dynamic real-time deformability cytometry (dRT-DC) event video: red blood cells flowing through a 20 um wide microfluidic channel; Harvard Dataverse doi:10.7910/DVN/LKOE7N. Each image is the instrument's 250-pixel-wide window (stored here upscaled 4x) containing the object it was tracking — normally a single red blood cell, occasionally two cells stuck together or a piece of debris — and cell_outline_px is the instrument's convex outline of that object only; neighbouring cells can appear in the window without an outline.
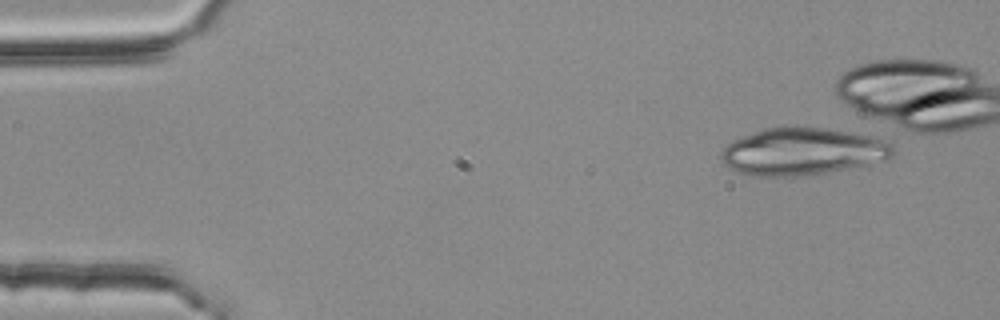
{"species": "common noctule bat (a hibernating species)", "species_latin": "Nyctalus noctula", "temperature_condition": "room temperature", "stored_images_in_passage": 6, "segment_of_instrument_passage": [1, 2], "camera_frame_rate_fps": 3000, "um_per_image_px": 0.085, "animal": {"sex": "female", "body_mass_g": 25.1}, "frame": {"image": 1, "passage_image": 1, "time_ms": 0.0, "image_size_px": [1000, 320], "cell_outline_px": [[896, 156], [888, 160], [872, 164], [828, 172], [804, 176], [752, 176], [740, 172], [724, 164], [720, 160], [720, 152], [732, 140], [740, 136], [764, 128], [780, 124], [804, 124], [868, 132], [888, 140], [896, 148]], "centroid_in_image_um": [68.35, 12.8], "position_along_channel_um": 16.7, "area_um2": 50.0}}